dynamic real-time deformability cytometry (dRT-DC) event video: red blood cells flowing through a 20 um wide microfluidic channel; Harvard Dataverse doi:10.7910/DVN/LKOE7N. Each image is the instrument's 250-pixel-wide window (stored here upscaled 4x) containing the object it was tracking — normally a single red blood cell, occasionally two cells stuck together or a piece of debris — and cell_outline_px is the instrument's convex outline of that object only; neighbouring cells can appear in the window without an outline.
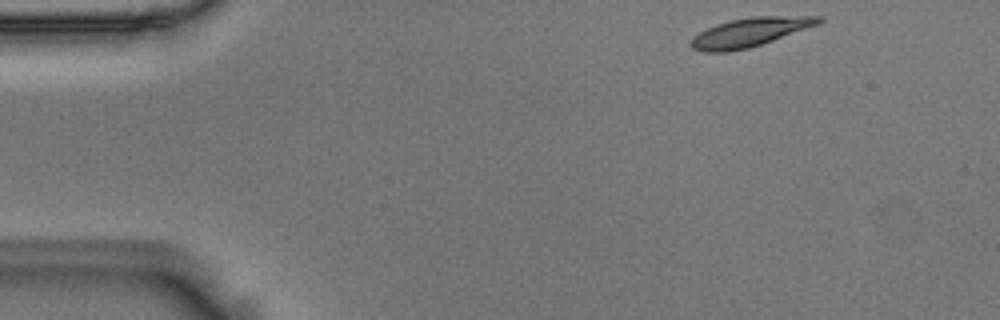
{"species": "Egyptian fruit bat (a non-hibernating species)", "species_latin": "Rousettus aegyptiacus", "temperature_condition": "room temperature", "stored_images_in_passage": 50, "camera_frame_rate_fps": 3000, "um_per_image_px": 0.085, "animal": {"sex": "male"}, "frame": {"image": 1, "passage_image": 1, "time_ms": 0.0, "image_size_px": [1000, 320], "cell_outline_px": [[824, 20], [820, 24], [748, 48], [728, 52], [704, 52], [692, 48], [688, 44], [700, 32], [716, 24], [732, 20], [752, 16], [824, 16]], "centroid_in_image_um": [63.76, 2.73], "position_along_channel_um": 21.2, "area_um2": 21.27}}
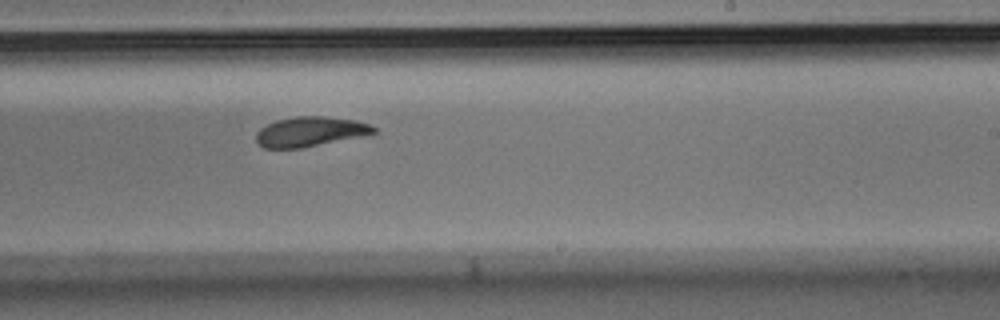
{"frame": {"image": 2, "passage_image": 28, "time_ms": 9.0, "image_size_px": [1000, 320], "cell_outline_px": [[376, 132], [360, 136], [300, 148], [264, 148], [256, 140], [256, 132], [260, 128], [276, 120], [296, 116], [324, 116], [356, 120], [368, 124], [376, 128]], "centroid_in_image_um": [26.33, 11.18], "position_along_channel_um": 262.7, "area_um2": 20.11}}
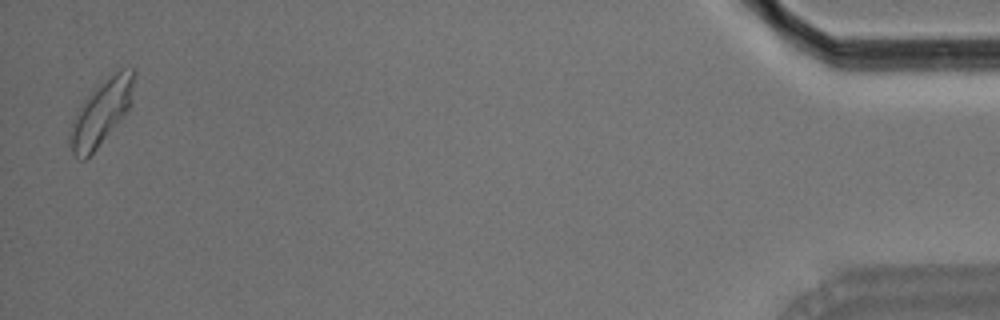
{"frame": {"image": 3, "passage_image": 49, "time_ms": 16.0, "image_size_px": [1000, 320], "cell_outline_px": [[136, 72], [132, 100], [124, 116], [96, 148], [84, 160], [76, 160], [72, 152], [68, 140], [68, 136], [72, 120], [80, 104], [108, 76], [120, 68], [132, 68]], "centroid_in_image_um": [8.6, 9.56], "position_along_channel_um": 426.6, "area_um2": 24.22}, "authors_computed_cell_mechanics": {"area_um2": 21.0103, "velocity_mm_per_s": 3.6007, "shape_relaxation_time_tau1_ms": 4.9444, "shape_relaxation_time_tau2_ms": 1.7652, "deformation_change_tau1": 0.1447, "deformation_change_tau2": 0.0642}}